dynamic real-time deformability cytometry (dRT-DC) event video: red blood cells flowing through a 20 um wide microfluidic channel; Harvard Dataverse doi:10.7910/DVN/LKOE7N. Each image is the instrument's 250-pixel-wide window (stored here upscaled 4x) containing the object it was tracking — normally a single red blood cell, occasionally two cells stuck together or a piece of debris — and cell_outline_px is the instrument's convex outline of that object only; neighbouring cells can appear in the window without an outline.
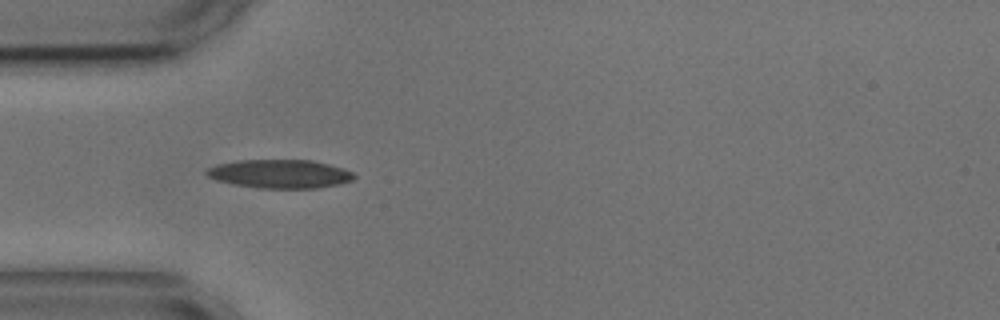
{"species": "common noctule bat (a hibernating species)", "species_latin": "Nyctalus noctula", "temperature_condition": "cold", "stored_images_in_passage": 2, "camera_frame_rate_fps": 3000, "um_per_image_px": 0.085, "animal": {"sex": "male", "body_mass_g": 17.9, "forearm_length_mm": 54.2}, "frame": {"image": 1, "passage_image": 1, "time_ms": 0.0, "image_size_px": [1000, 320], "cell_outline_px": [[356, 176], [352, 180], [340, 184], [316, 188], [260, 188], [236, 184], [216, 180], [208, 176], [204, 172], [208, 168], [216, 164], [236, 160], [312, 160], [344, 168], [352, 172]], "centroid_in_image_um": [23.79, 14.77], "position_along_channel_um": 61.2, "area_um2": 24.57}}